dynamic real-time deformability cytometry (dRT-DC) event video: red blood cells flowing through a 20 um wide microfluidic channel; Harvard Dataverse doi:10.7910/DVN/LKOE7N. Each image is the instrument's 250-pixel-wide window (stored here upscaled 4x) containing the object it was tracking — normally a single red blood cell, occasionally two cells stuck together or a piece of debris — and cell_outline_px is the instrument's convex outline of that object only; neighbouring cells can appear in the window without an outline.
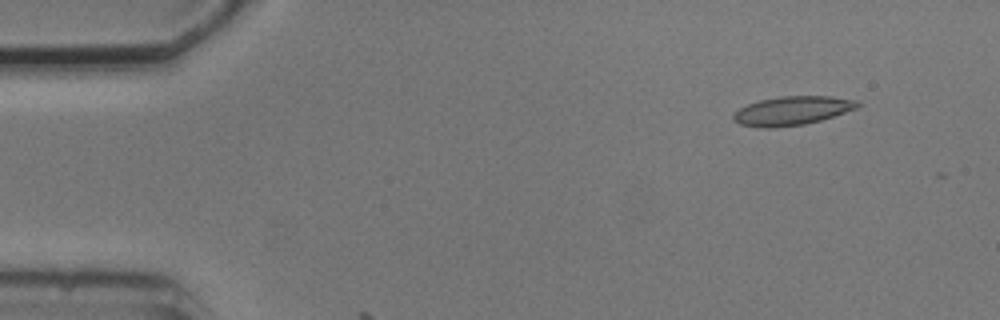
{"species": "common noctule bat (a hibernating species)", "species_latin": "Nyctalus noctula", "temperature_condition": "cold", "stored_images_in_passage": 4, "camera_frame_rate_fps": 3000, "um_per_image_px": 0.085, "animal": {"sex": "male", "body_mass_g": 20.5, "forearm_length_mm": 52.5}, "frame": {"image": 1, "passage_image": 1, "time_ms": 0.0, "image_size_px": [1000, 320], "cell_outline_px": [[860, 104], [856, 108], [820, 120], [804, 124], [772, 128], [760, 128], [740, 124], [732, 120], [732, 116], [740, 108], [748, 104], [760, 100], [780, 96], [832, 96], [860, 100]], "centroid_in_image_um": [67.32, 9.4], "position_along_channel_um": 17.7, "area_um2": 20.81}}
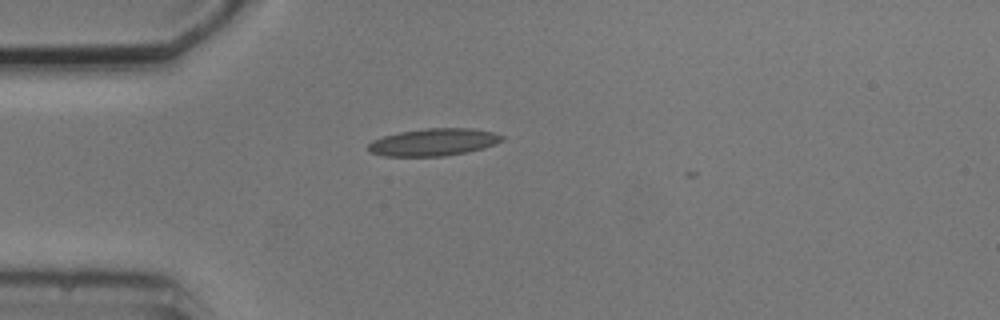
{"frame": {"image": 2, "passage_image": 3, "time_ms": 3.0, "image_size_px": [1000, 320], "cell_outline_px": [[504, 140], [484, 148], [444, 156], [384, 156], [368, 152], [368, 144], [372, 140], [384, 136], [400, 132], [424, 128], [472, 128], [492, 132], [504, 136]], "centroid_in_image_um": [36.83, 12.08], "position_along_channel_um": 48.2, "area_um2": 21.27}}